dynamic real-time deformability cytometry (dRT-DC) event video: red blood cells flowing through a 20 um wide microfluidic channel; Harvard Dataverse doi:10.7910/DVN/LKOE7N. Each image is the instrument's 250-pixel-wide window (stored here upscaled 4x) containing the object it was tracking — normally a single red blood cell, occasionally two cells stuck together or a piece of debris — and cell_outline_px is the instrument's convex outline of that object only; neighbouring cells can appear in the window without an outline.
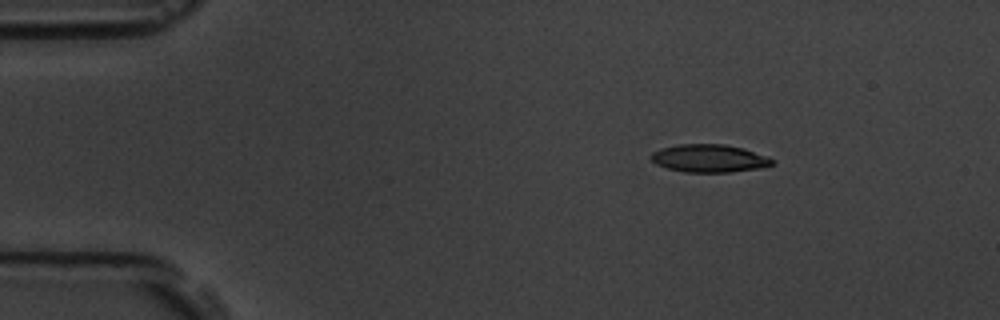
{"species": "common noctule bat (a hibernating species)", "species_latin": "Nyctalus noctula", "temperature_condition": "room temperature", "stored_images_in_passage": 5, "camera_frame_rate_fps": 3000, "um_per_image_px": 0.085, "animal": {"sex": "male", "body_mass_g": 19.5, "forearm_length_mm": 54.6}, "frame": {"image": 1, "passage_image": 1, "time_ms": 0.0, "image_size_px": [1000, 320], "cell_outline_px": [[776, 160], [772, 164], [760, 168], [732, 172], [684, 172], [668, 168], [656, 164], [648, 156], [652, 152], [660, 148], [680, 144], [724, 144], [744, 148], [768, 156]], "centroid_in_image_um": [60.29, 13.45], "position_along_channel_um": 24.7, "area_um2": 19.83}}
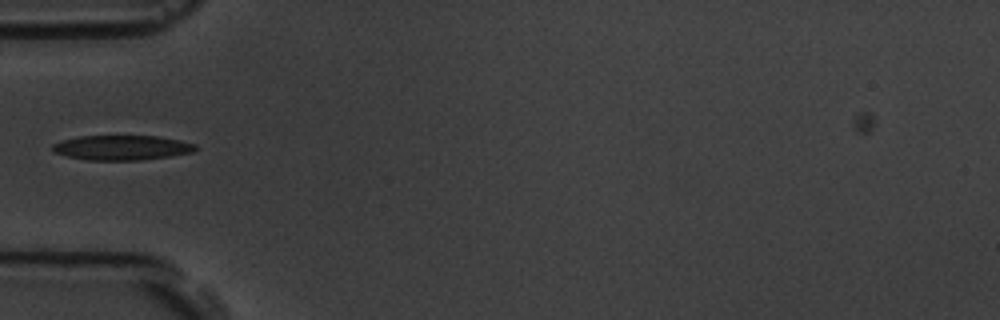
{"frame": {"image": 2, "passage_image": 4, "time_ms": 3.333, "image_size_px": [1000, 320], "cell_outline_px": [[196, 148], [192, 152], [168, 156], [140, 160], [88, 160], [68, 156], [52, 152], [52, 144], [60, 140], [80, 136], [156, 136], [180, 140], [196, 144]], "centroid_in_image_um": [10.31, 12.54], "position_along_channel_um": 74.7, "area_um2": 20.58}}
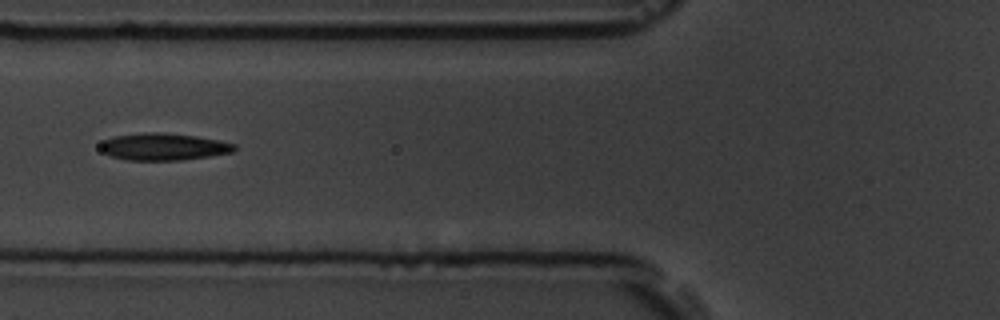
{"frame": {"image": 3, "passage_image": 5, "time_ms": 4.333, "image_size_px": [1000, 320], "cell_outline_px": [[236, 148], [232, 152], [208, 156], [180, 160], [128, 160], [112, 156], [104, 152], [100, 148], [100, 144], [104, 140], [112, 136], [144, 132], [160, 132], [196, 136], [220, 140], [236, 144]], "centroid_in_image_um": [13.9, 12.46], "position_along_channel_um": 111.9, "area_um2": 21.1}}